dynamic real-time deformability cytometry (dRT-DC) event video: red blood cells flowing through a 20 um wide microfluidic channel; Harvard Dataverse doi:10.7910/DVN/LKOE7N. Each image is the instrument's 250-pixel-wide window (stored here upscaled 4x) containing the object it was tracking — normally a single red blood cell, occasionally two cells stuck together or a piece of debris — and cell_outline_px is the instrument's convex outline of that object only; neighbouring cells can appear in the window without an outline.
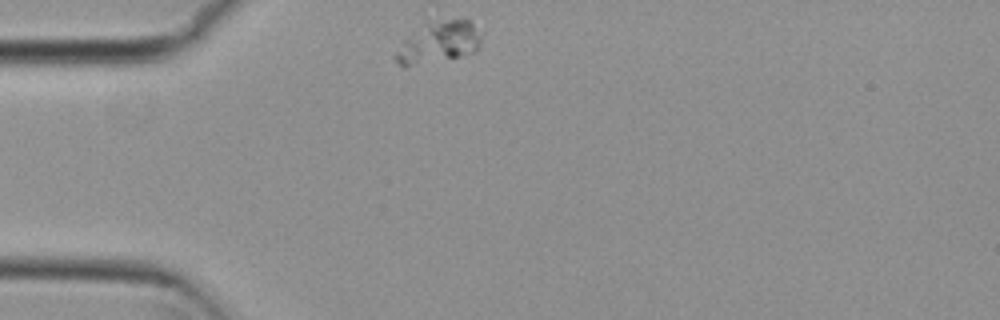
{"species": "common noctule bat (a hibernating species)", "species_latin": "Nyctalus noctula", "temperature_condition": "cold", "stored_images_in_passage": 34, "camera_frame_rate_fps": 3000, "um_per_image_px": 0.085, "animal": {"sex": "female", "body_mass_g": 29.2, "forearm_length_mm": 56.3}, "frame": {"image": 1, "passage_image": 1, "time_ms": 0.0, "image_size_px": [1000, 320], "cell_outline_px": [[480, 48], [476, 52], [460, 56], [404, 68], [392, 56], [404, 40], [428, 20], [468, 20], [472, 24], [480, 36]], "centroid_in_image_um": [37.24, 3.62], "position_along_channel_um": 47.8, "area_um2": 20.63}}
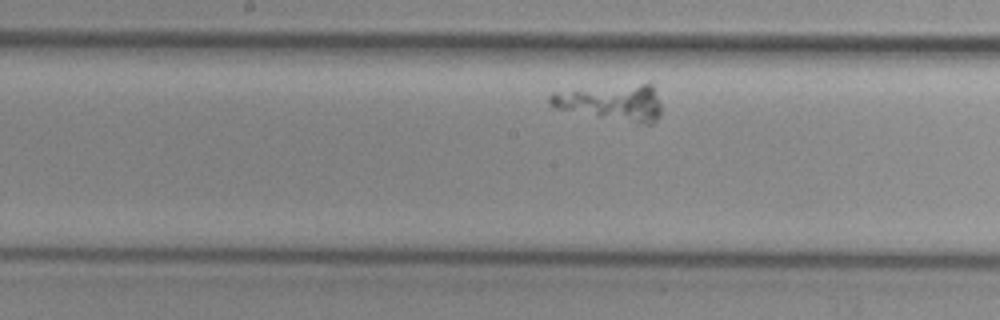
{"frame": {"image": 2, "passage_image": 16, "time_ms": 5.0, "image_size_px": [1000, 320], "cell_outline_px": [[660, 116], [652, 124], [640, 124], [596, 116], [556, 108], [548, 104], [548, 96], [552, 92], [648, 80], [652, 80], [660, 104]], "centroid_in_image_um": [52.06, 8.65], "position_along_channel_um": 196.1, "area_um2": 24.33}}
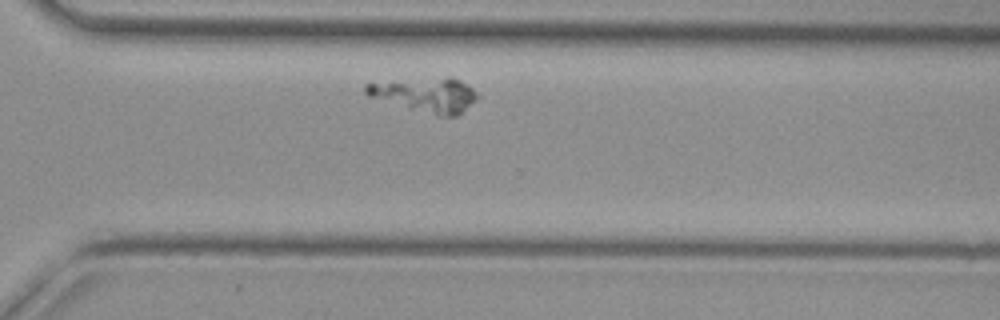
{"frame": {"image": 3, "passage_image": 28, "time_ms": 9.0, "image_size_px": [1000, 320], "cell_outline_px": [[480, 96], [476, 100], [456, 116], [440, 116], [408, 108], [368, 96], [364, 92], [364, 84], [448, 76], [452, 76], [460, 80], [472, 88]], "centroid_in_image_um": [36.22, 8.05], "position_along_channel_um": 334.4, "area_um2": 22.08}}